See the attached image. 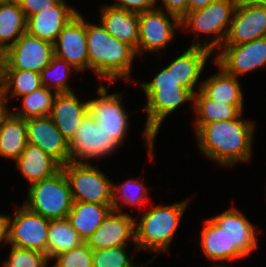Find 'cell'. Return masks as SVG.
<instances>
[{
    "label": "cell",
    "instance_id": "obj_29",
    "mask_svg": "<svg viewBox=\"0 0 266 267\" xmlns=\"http://www.w3.org/2000/svg\"><path fill=\"white\" fill-rule=\"evenodd\" d=\"M193 110L197 116L194 120L195 132L212 121L232 120L242 112L235 106L208 98L201 90L194 94Z\"/></svg>",
    "mask_w": 266,
    "mask_h": 267
},
{
    "label": "cell",
    "instance_id": "obj_16",
    "mask_svg": "<svg viewBox=\"0 0 266 267\" xmlns=\"http://www.w3.org/2000/svg\"><path fill=\"white\" fill-rule=\"evenodd\" d=\"M134 221L133 216L128 213L112 210L86 240L88 247L95 251L128 245L129 241L136 246Z\"/></svg>",
    "mask_w": 266,
    "mask_h": 267
},
{
    "label": "cell",
    "instance_id": "obj_45",
    "mask_svg": "<svg viewBox=\"0 0 266 267\" xmlns=\"http://www.w3.org/2000/svg\"><path fill=\"white\" fill-rule=\"evenodd\" d=\"M12 1H15V0H0V3H7V2H12Z\"/></svg>",
    "mask_w": 266,
    "mask_h": 267
},
{
    "label": "cell",
    "instance_id": "obj_30",
    "mask_svg": "<svg viewBox=\"0 0 266 267\" xmlns=\"http://www.w3.org/2000/svg\"><path fill=\"white\" fill-rule=\"evenodd\" d=\"M40 87V73L29 70H0V96L5 105L9 97L21 98Z\"/></svg>",
    "mask_w": 266,
    "mask_h": 267
},
{
    "label": "cell",
    "instance_id": "obj_1",
    "mask_svg": "<svg viewBox=\"0 0 266 267\" xmlns=\"http://www.w3.org/2000/svg\"><path fill=\"white\" fill-rule=\"evenodd\" d=\"M212 121L196 132L198 147L203 155L219 166H234L249 162L252 155L255 124L242 118Z\"/></svg>",
    "mask_w": 266,
    "mask_h": 267
},
{
    "label": "cell",
    "instance_id": "obj_32",
    "mask_svg": "<svg viewBox=\"0 0 266 267\" xmlns=\"http://www.w3.org/2000/svg\"><path fill=\"white\" fill-rule=\"evenodd\" d=\"M57 94V92H52L51 89L42 86L23 96L22 108L17 112L12 110V113L23 119L50 116Z\"/></svg>",
    "mask_w": 266,
    "mask_h": 267
},
{
    "label": "cell",
    "instance_id": "obj_44",
    "mask_svg": "<svg viewBox=\"0 0 266 267\" xmlns=\"http://www.w3.org/2000/svg\"><path fill=\"white\" fill-rule=\"evenodd\" d=\"M212 267H230L228 265H224L223 263L222 264H214ZM232 267V266H231Z\"/></svg>",
    "mask_w": 266,
    "mask_h": 267
},
{
    "label": "cell",
    "instance_id": "obj_42",
    "mask_svg": "<svg viewBox=\"0 0 266 267\" xmlns=\"http://www.w3.org/2000/svg\"><path fill=\"white\" fill-rule=\"evenodd\" d=\"M215 0H188L187 13L203 9Z\"/></svg>",
    "mask_w": 266,
    "mask_h": 267
},
{
    "label": "cell",
    "instance_id": "obj_23",
    "mask_svg": "<svg viewBox=\"0 0 266 267\" xmlns=\"http://www.w3.org/2000/svg\"><path fill=\"white\" fill-rule=\"evenodd\" d=\"M16 165L29 185L51 178L62 170V165L56 159L32 144H27Z\"/></svg>",
    "mask_w": 266,
    "mask_h": 267
},
{
    "label": "cell",
    "instance_id": "obj_35",
    "mask_svg": "<svg viewBox=\"0 0 266 267\" xmlns=\"http://www.w3.org/2000/svg\"><path fill=\"white\" fill-rule=\"evenodd\" d=\"M127 245L92 251L93 267H143L135 265L128 255Z\"/></svg>",
    "mask_w": 266,
    "mask_h": 267
},
{
    "label": "cell",
    "instance_id": "obj_41",
    "mask_svg": "<svg viewBox=\"0 0 266 267\" xmlns=\"http://www.w3.org/2000/svg\"><path fill=\"white\" fill-rule=\"evenodd\" d=\"M10 215L0 214V243L8 244V222Z\"/></svg>",
    "mask_w": 266,
    "mask_h": 267
},
{
    "label": "cell",
    "instance_id": "obj_27",
    "mask_svg": "<svg viewBox=\"0 0 266 267\" xmlns=\"http://www.w3.org/2000/svg\"><path fill=\"white\" fill-rule=\"evenodd\" d=\"M112 210V205L73 201V206L68 213L67 219L79 236L86 242Z\"/></svg>",
    "mask_w": 266,
    "mask_h": 267
},
{
    "label": "cell",
    "instance_id": "obj_12",
    "mask_svg": "<svg viewBox=\"0 0 266 267\" xmlns=\"http://www.w3.org/2000/svg\"><path fill=\"white\" fill-rule=\"evenodd\" d=\"M99 98L87 100V113L104 131L122 145L129 130V116L122 105V94H108L107 87L99 86Z\"/></svg>",
    "mask_w": 266,
    "mask_h": 267
},
{
    "label": "cell",
    "instance_id": "obj_38",
    "mask_svg": "<svg viewBox=\"0 0 266 267\" xmlns=\"http://www.w3.org/2000/svg\"><path fill=\"white\" fill-rule=\"evenodd\" d=\"M157 1L158 0H116L115 3L109 4V6L140 13L157 8Z\"/></svg>",
    "mask_w": 266,
    "mask_h": 267
},
{
    "label": "cell",
    "instance_id": "obj_26",
    "mask_svg": "<svg viewBox=\"0 0 266 267\" xmlns=\"http://www.w3.org/2000/svg\"><path fill=\"white\" fill-rule=\"evenodd\" d=\"M200 242L205 256L214 264L245 257L237 248H230V236L211 218L204 221Z\"/></svg>",
    "mask_w": 266,
    "mask_h": 267
},
{
    "label": "cell",
    "instance_id": "obj_15",
    "mask_svg": "<svg viewBox=\"0 0 266 267\" xmlns=\"http://www.w3.org/2000/svg\"><path fill=\"white\" fill-rule=\"evenodd\" d=\"M53 45L55 56L66 60L77 72L89 70L86 20L81 12L64 26Z\"/></svg>",
    "mask_w": 266,
    "mask_h": 267
},
{
    "label": "cell",
    "instance_id": "obj_2",
    "mask_svg": "<svg viewBox=\"0 0 266 267\" xmlns=\"http://www.w3.org/2000/svg\"><path fill=\"white\" fill-rule=\"evenodd\" d=\"M141 89L147 98L144 112L147 114V122L143 137L146 140L149 159L154 158L155 138L167 116L174 113L185 102L193 105L194 94L178 83L171 71L165 67L154 75L150 82L140 83Z\"/></svg>",
    "mask_w": 266,
    "mask_h": 267
},
{
    "label": "cell",
    "instance_id": "obj_33",
    "mask_svg": "<svg viewBox=\"0 0 266 267\" xmlns=\"http://www.w3.org/2000/svg\"><path fill=\"white\" fill-rule=\"evenodd\" d=\"M74 71L77 72L66 60L54 56L40 72L42 86L57 93L73 92L67 79L69 80V76Z\"/></svg>",
    "mask_w": 266,
    "mask_h": 267
},
{
    "label": "cell",
    "instance_id": "obj_10",
    "mask_svg": "<svg viewBox=\"0 0 266 267\" xmlns=\"http://www.w3.org/2000/svg\"><path fill=\"white\" fill-rule=\"evenodd\" d=\"M176 27H181V19L164 10L155 8L140 12L137 55L164 50L175 38Z\"/></svg>",
    "mask_w": 266,
    "mask_h": 267
},
{
    "label": "cell",
    "instance_id": "obj_20",
    "mask_svg": "<svg viewBox=\"0 0 266 267\" xmlns=\"http://www.w3.org/2000/svg\"><path fill=\"white\" fill-rule=\"evenodd\" d=\"M212 54L207 48L190 45L184 53L165 67L171 71L180 85L195 94V87L198 86L201 73L204 72V67Z\"/></svg>",
    "mask_w": 266,
    "mask_h": 267
},
{
    "label": "cell",
    "instance_id": "obj_4",
    "mask_svg": "<svg viewBox=\"0 0 266 267\" xmlns=\"http://www.w3.org/2000/svg\"><path fill=\"white\" fill-rule=\"evenodd\" d=\"M190 199L182 200L171 205H156L148 209L140 220L134 221L135 248L137 250L156 251V256L168 252L170 243L181 222Z\"/></svg>",
    "mask_w": 266,
    "mask_h": 267
},
{
    "label": "cell",
    "instance_id": "obj_22",
    "mask_svg": "<svg viewBox=\"0 0 266 267\" xmlns=\"http://www.w3.org/2000/svg\"><path fill=\"white\" fill-rule=\"evenodd\" d=\"M86 113L87 100L82 102L73 91L57 94L50 117L63 137L69 142Z\"/></svg>",
    "mask_w": 266,
    "mask_h": 267
},
{
    "label": "cell",
    "instance_id": "obj_19",
    "mask_svg": "<svg viewBox=\"0 0 266 267\" xmlns=\"http://www.w3.org/2000/svg\"><path fill=\"white\" fill-rule=\"evenodd\" d=\"M79 12L61 0L56 6L42 10L27 18V32L40 39L54 43L64 26Z\"/></svg>",
    "mask_w": 266,
    "mask_h": 267
},
{
    "label": "cell",
    "instance_id": "obj_7",
    "mask_svg": "<svg viewBox=\"0 0 266 267\" xmlns=\"http://www.w3.org/2000/svg\"><path fill=\"white\" fill-rule=\"evenodd\" d=\"M73 201L112 205L113 182L90 163L68 162L62 166Z\"/></svg>",
    "mask_w": 266,
    "mask_h": 267
},
{
    "label": "cell",
    "instance_id": "obj_9",
    "mask_svg": "<svg viewBox=\"0 0 266 267\" xmlns=\"http://www.w3.org/2000/svg\"><path fill=\"white\" fill-rule=\"evenodd\" d=\"M54 56L53 43L25 32L0 55V70H29L40 73Z\"/></svg>",
    "mask_w": 266,
    "mask_h": 267
},
{
    "label": "cell",
    "instance_id": "obj_8",
    "mask_svg": "<svg viewBox=\"0 0 266 267\" xmlns=\"http://www.w3.org/2000/svg\"><path fill=\"white\" fill-rule=\"evenodd\" d=\"M68 144L70 162L73 163H89L90 159L112 155L121 146L88 113L82 118Z\"/></svg>",
    "mask_w": 266,
    "mask_h": 267
},
{
    "label": "cell",
    "instance_id": "obj_13",
    "mask_svg": "<svg viewBox=\"0 0 266 267\" xmlns=\"http://www.w3.org/2000/svg\"><path fill=\"white\" fill-rule=\"evenodd\" d=\"M213 61L237 78L258 68H266V36L237 45H222Z\"/></svg>",
    "mask_w": 266,
    "mask_h": 267
},
{
    "label": "cell",
    "instance_id": "obj_39",
    "mask_svg": "<svg viewBox=\"0 0 266 267\" xmlns=\"http://www.w3.org/2000/svg\"><path fill=\"white\" fill-rule=\"evenodd\" d=\"M26 18L56 6L61 0H17Z\"/></svg>",
    "mask_w": 266,
    "mask_h": 267
},
{
    "label": "cell",
    "instance_id": "obj_31",
    "mask_svg": "<svg viewBox=\"0 0 266 267\" xmlns=\"http://www.w3.org/2000/svg\"><path fill=\"white\" fill-rule=\"evenodd\" d=\"M84 242L67 218L50 220L47 240V258L50 261Z\"/></svg>",
    "mask_w": 266,
    "mask_h": 267
},
{
    "label": "cell",
    "instance_id": "obj_14",
    "mask_svg": "<svg viewBox=\"0 0 266 267\" xmlns=\"http://www.w3.org/2000/svg\"><path fill=\"white\" fill-rule=\"evenodd\" d=\"M266 36V7L260 0H239L223 45H237Z\"/></svg>",
    "mask_w": 266,
    "mask_h": 267
},
{
    "label": "cell",
    "instance_id": "obj_34",
    "mask_svg": "<svg viewBox=\"0 0 266 267\" xmlns=\"http://www.w3.org/2000/svg\"><path fill=\"white\" fill-rule=\"evenodd\" d=\"M148 189L146 186L137 179H130L124 181V183L120 185H115L113 183L112 186V209L114 211L121 212V206L131 205L138 206L143 204L148 199ZM121 201H120V200ZM120 201V203H119ZM122 204V205H120Z\"/></svg>",
    "mask_w": 266,
    "mask_h": 267
},
{
    "label": "cell",
    "instance_id": "obj_28",
    "mask_svg": "<svg viewBox=\"0 0 266 267\" xmlns=\"http://www.w3.org/2000/svg\"><path fill=\"white\" fill-rule=\"evenodd\" d=\"M27 32V18L17 0L0 3V55Z\"/></svg>",
    "mask_w": 266,
    "mask_h": 267
},
{
    "label": "cell",
    "instance_id": "obj_37",
    "mask_svg": "<svg viewBox=\"0 0 266 267\" xmlns=\"http://www.w3.org/2000/svg\"><path fill=\"white\" fill-rule=\"evenodd\" d=\"M53 260L55 264L52 267H93L92 250L86 242L56 256Z\"/></svg>",
    "mask_w": 266,
    "mask_h": 267
},
{
    "label": "cell",
    "instance_id": "obj_40",
    "mask_svg": "<svg viewBox=\"0 0 266 267\" xmlns=\"http://www.w3.org/2000/svg\"><path fill=\"white\" fill-rule=\"evenodd\" d=\"M161 10H165L167 13L173 14L178 18H182L187 13L188 0H161ZM165 7L163 9V6Z\"/></svg>",
    "mask_w": 266,
    "mask_h": 267
},
{
    "label": "cell",
    "instance_id": "obj_36",
    "mask_svg": "<svg viewBox=\"0 0 266 267\" xmlns=\"http://www.w3.org/2000/svg\"><path fill=\"white\" fill-rule=\"evenodd\" d=\"M49 261L43 252L11 245L8 260L2 262V267H48Z\"/></svg>",
    "mask_w": 266,
    "mask_h": 267
},
{
    "label": "cell",
    "instance_id": "obj_46",
    "mask_svg": "<svg viewBox=\"0 0 266 267\" xmlns=\"http://www.w3.org/2000/svg\"><path fill=\"white\" fill-rule=\"evenodd\" d=\"M262 3H263V5L266 7V0H260Z\"/></svg>",
    "mask_w": 266,
    "mask_h": 267
},
{
    "label": "cell",
    "instance_id": "obj_43",
    "mask_svg": "<svg viewBox=\"0 0 266 267\" xmlns=\"http://www.w3.org/2000/svg\"><path fill=\"white\" fill-rule=\"evenodd\" d=\"M8 107L5 105V103L2 101L1 99V96H0V117L1 115L5 112V110L7 109Z\"/></svg>",
    "mask_w": 266,
    "mask_h": 267
},
{
    "label": "cell",
    "instance_id": "obj_24",
    "mask_svg": "<svg viewBox=\"0 0 266 267\" xmlns=\"http://www.w3.org/2000/svg\"><path fill=\"white\" fill-rule=\"evenodd\" d=\"M218 73L201 81L198 91L201 90L208 98L226 104L235 105L241 112H244V95L241 89L239 78L226 73L214 62Z\"/></svg>",
    "mask_w": 266,
    "mask_h": 267
},
{
    "label": "cell",
    "instance_id": "obj_17",
    "mask_svg": "<svg viewBox=\"0 0 266 267\" xmlns=\"http://www.w3.org/2000/svg\"><path fill=\"white\" fill-rule=\"evenodd\" d=\"M28 144L38 146L62 166L70 162L68 141L50 116L26 119Z\"/></svg>",
    "mask_w": 266,
    "mask_h": 267
},
{
    "label": "cell",
    "instance_id": "obj_21",
    "mask_svg": "<svg viewBox=\"0 0 266 267\" xmlns=\"http://www.w3.org/2000/svg\"><path fill=\"white\" fill-rule=\"evenodd\" d=\"M100 23L118 41L130 45L137 53L139 41V13L103 5Z\"/></svg>",
    "mask_w": 266,
    "mask_h": 267
},
{
    "label": "cell",
    "instance_id": "obj_25",
    "mask_svg": "<svg viewBox=\"0 0 266 267\" xmlns=\"http://www.w3.org/2000/svg\"><path fill=\"white\" fill-rule=\"evenodd\" d=\"M27 144L26 119L7 108L0 117V157L16 161Z\"/></svg>",
    "mask_w": 266,
    "mask_h": 267
},
{
    "label": "cell",
    "instance_id": "obj_6",
    "mask_svg": "<svg viewBox=\"0 0 266 267\" xmlns=\"http://www.w3.org/2000/svg\"><path fill=\"white\" fill-rule=\"evenodd\" d=\"M23 204L28 210L49 220L65 219L73 206L68 179L59 171L53 177L33 183Z\"/></svg>",
    "mask_w": 266,
    "mask_h": 267
},
{
    "label": "cell",
    "instance_id": "obj_11",
    "mask_svg": "<svg viewBox=\"0 0 266 267\" xmlns=\"http://www.w3.org/2000/svg\"><path fill=\"white\" fill-rule=\"evenodd\" d=\"M16 208L14 217L10 216L8 222V245L47 255L50 220L28 210L24 205Z\"/></svg>",
    "mask_w": 266,
    "mask_h": 267
},
{
    "label": "cell",
    "instance_id": "obj_18",
    "mask_svg": "<svg viewBox=\"0 0 266 267\" xmlns=\"http://www.w3.org/2000/svg\"><path fill=\"white\" fill-rule=\"evenodd\" d=\"M211 219L230 236V248H237L245 257L258 247L256 228L236 207Z\"/></svg>",
    "mask_w": 266,
    "mask_h": 267
},
{
    "label": "cell",
    "instance_id": "obj_3",
    "mask_svg": "<svg viewBox=\"0 0 266 267\" xmlns=\"http://www.w3.org/2000/svg\"><path fill=\"white\" fill-rule=\"evenodd\" d=\"M86 35L89 69L96 73L97 78L109 80L108 86L122 78L130 81L136 51L112 37L101 23L86 21Z\"/></svg>",
    "mask_w": 266,
    "mask_h": 267
},
{
    "label": "cell",
    "instance_id": "obj_5",
    "mask_svg": "<svg viewBox=\"0 0 266 267\" xmlns=\"http://www.w3.org/2000/svg\"><path fill=\"white\" fill-rule=\"evenodd\" d=\"M239 0H215L207 7L186 13L181 18L182 30L205 34L210 38L200 41V38L192 42L191 46H199L216 52L225 42L234 10ZM210 39V41H209ZM208 41V42H207ZM210 42V43H209Z\"/></svg>",
    "mask_w": 266,
    "mask_h": 267
}]
</instances>
